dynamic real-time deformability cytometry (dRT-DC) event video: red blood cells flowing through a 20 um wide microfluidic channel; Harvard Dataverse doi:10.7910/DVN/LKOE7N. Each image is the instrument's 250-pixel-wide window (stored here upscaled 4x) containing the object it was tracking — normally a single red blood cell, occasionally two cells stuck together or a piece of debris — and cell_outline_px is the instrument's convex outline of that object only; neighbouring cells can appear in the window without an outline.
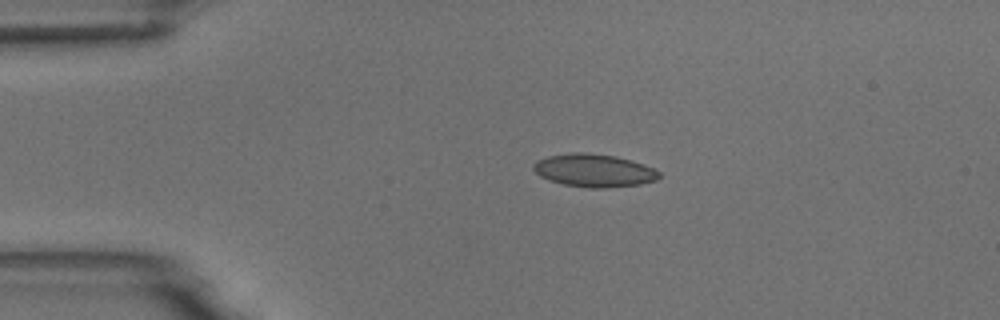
{"species": "common noctule bat (a hibernating species)", "species_latin": "Nyctalus noctula", "temperature_condition": "room temperature", "stored_images_in_passage": 5, "camera_frame_rate_fps": 3000, "um_per_image_px": 0.085, "animal": {"sex": "male", "body_mass_g": 18.8}, "frame": {"image": 1, "passage_image": 3, "time_ms": 3.333, "image_size_px": [1000, 320], "cell_outline_px": [[660, 176], [656, 180], [640, 184], [608, 188], [592, 188], [564, 184], [540, 176], [532, 168], [532, 164], [536, 160], [548, 156], [572, 152], [584, 152], [612, 156], [644, 164], [660, 172]], "centroid_in_image_um": [50.47, 14.49], "position_along_channel_um": 34.5, "area_um2": 23.87}}
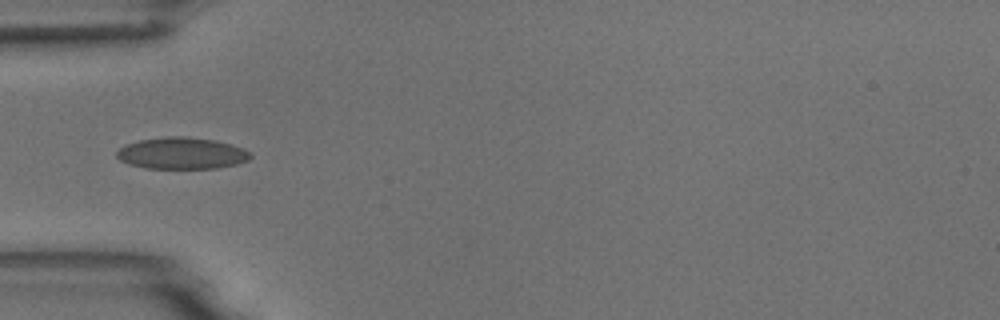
{"frame": {"image": 2, "passage_image": 5, "time_ms": 5.333, "image_size_px": [1000, 320], "cell_outline_px": [[252, 156], [248, 160], [236, 164], [216, 168], [144, 168], [128, 164], [120, 160], [116, 156], [116, 152], [124, 144], [140, 140], [168, 136], [184, 136], [216, 140], [232, 144], [244, 148], [252, 152]], "centroid_in_image_um": [15.46, 13.02], "position_along_channel_um": 69.5, "area_um2": 24.85}}